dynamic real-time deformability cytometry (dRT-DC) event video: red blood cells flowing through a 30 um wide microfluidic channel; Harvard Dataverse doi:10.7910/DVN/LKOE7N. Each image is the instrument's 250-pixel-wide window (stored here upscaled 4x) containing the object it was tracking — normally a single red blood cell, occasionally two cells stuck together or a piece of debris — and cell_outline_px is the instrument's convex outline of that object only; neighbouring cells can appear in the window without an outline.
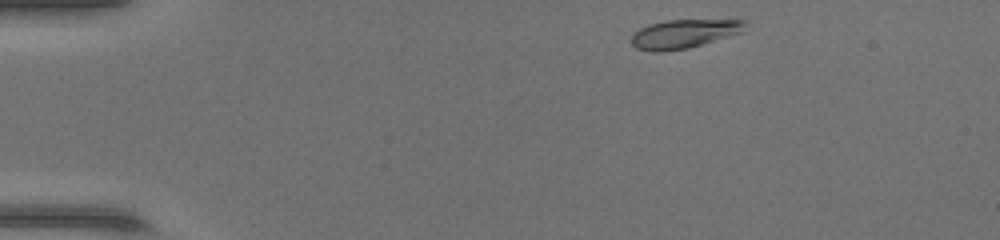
{"species": "common noctule bat (a hibernating species)", "species_latin": "Nyctalus noctula", "temperature_condition": "warm", "stored_images_in_passage": 46, "camera_frame_rate_fps": 3000, "um_per_image_px": 0.085, "animal": {"sex": "female", "body_mass_g": 17.0, "forearm_length_mm": 48.0}, "frame": {"image": 1, "passage_image": 1, "time_ms": 0.0, "image_size_px": [1000, 240], "cell_outline_px": [[748, 20], [744, 32], [688, 48], [660, 52], [652, 52], [636, 48], [632, 44], [632, 36], [640, 28], [648, 24], [664, 20]], "centroid_in_image_um": [58.16, 2.87], "position_along_channel_um": 26.8, "area_um2": 19.13}}
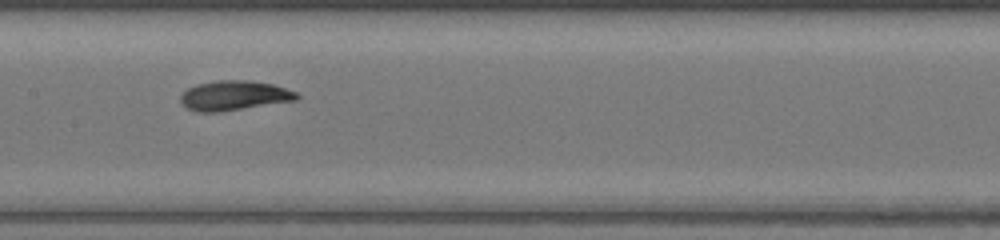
{"frame": {"image": 2, "passage_image": 20, "time_ms": 6.333, "image_size_px": [1000, 240], "cell_outline_px": [[300, 96], [296, 100], [220, 112], [196, 112], [188, 108], [180, 100], [180, 96], [188, 88], [196, 84], [216, 80], [248, 80], [272, 84], [296, 92]], "centroid_in_image_um": [19.88, 8.12], "position_along_channel_um": 187.5, "area_um2": 20.0}}
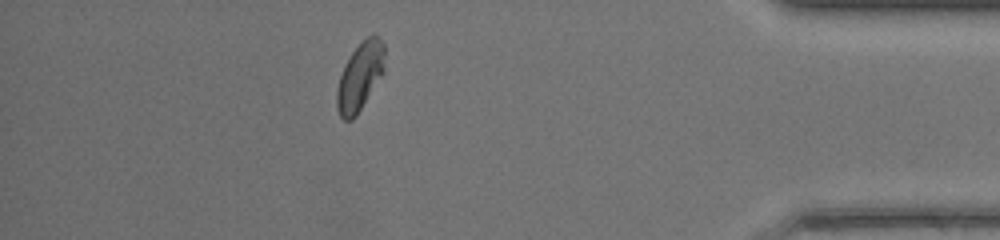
{"frame": {"image": 3, "passage_image": 40, "time_ms": 13.0, "image_size_px": [1000, 240], "cell_outline_px": [[384, 72], [356, 116], [352, 120], [344, 120], [340, 116], [336, 108], [336, 88], [344, 64], [352, 52], [372, 32], [384, 44]], "centroid_in_image_um": [30.58, 6.53], "position_along_channel_um": 404.6, "area_um2": 18.9}}